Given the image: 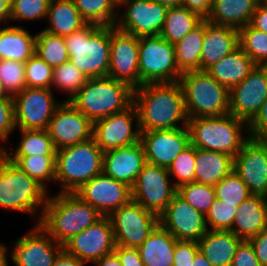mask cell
I'll use <instances>...</instances> for the list:
<instances>
[{
	"label": "cell",
	"mask_w": 267,
	"mask_h": 266,
	"mask_svg": "<svg viewBox=\"0 0 267 266\" xmlns=\"http://www.w3.org/2000/svg\"><path fill=\"white\" fill-rule=\"evenodd\" d=\"M133 104L140 131L187 128L189 118L179 82L142 84L133 89Z\"/></svg>",
	"instance_id": "6da1fadb"
},
{
	"label": "cell",
	"mask_w": 267,
	"mask_h": 266,
	"mask_svg": "<svg viewBox=\"0 0 267 266\" xmlns=\"http://www.w3.org/2000/svg\"><path fill=\"white\" fill-rule=\"evenodd\" d=\"M103 216L76 193L48 196L38 223L57 243L64 245L73 236Z\"/></svg>",
	"instance_id": "7a4b0ae2"
},
{
	"label": "cell",
	"mask_w": 267,
	"mask_h": 266,
	"mask_svg": "<svg viewBox=\"0 0 267 266\" xmlns=\"http://www.w3.org/2000/svg\"><path fill=\"white\" fill-rule=\"evenodd\" d=\"M190 144L197 149L218 151L235 157L250 139L248 123L230 113L222 116L197 117L188 121ZM244 129L247 134L242 136Z\"/></svg>",
	"instance_id": "3957f363"
},
{
	"label": "cell",
	"mask_w": 267,
	"mask_h": 266,
	"mask_svg": "<svg viewBox=\"0 0 267 266\" xmlns=\"http://www.w3.org/2000/svg\"><path fill=\"white\" fill-rule=\"evenodd\" d=\"M72 62L87 79L108 76L111 26L87 23L64 37Z\"/></svg>",
	"instance_id": "277c9868"
},
{
	"label": "cell",
	"mask_w": 267,
	"mask_h": 266,
	"mask_svg": "<svg viewBox=\"0 0 267 266\" xmlns=\"http://www.w3.org/2000/svg\"><path fill=\"white\" fill-rule=\"evenodd\" d=\"M92 123L133 103V88L110 76L91 78L69 101Z\"/></svg>",
	"instance_id": "5b68a950"
},
{
	"label": "cell",
	"mask_w": 267,
	"mask_h": 266,
	"mask_svg": "<svg viewBox=\"0 0 267 266\" xmlns=\"http://www.w3.org/2000/svg\"><path fill=\"white\" fill-rule=\"evenodd\" d=\"M47 190L29 177L0 151V208L28 213L39 218L47 202ZM41 210L40 212H38Z\"/></svg>",
	"instance_id": "8992f818"
},
{
	"label": "cell",
	"mask_w": 267,
	"mask_h": 266,
	"mask_svg": "<svg viewBox=\"0 0 267 266\" xmlns=\"http://www.w3.org/2000/svg\"><path fill=\"white\" fill-rule=\"evenodd\" d=\"M103 151L92 138L56 151L55 182L60 193H76L102 173Z\"/></svg>",
	"instance_id": "52a82bcc"
},
{
	"label": "cell",
	"mask_w": 267,
	"mask_h": 266,
	"mask_svg": "<svg viewBox=\"0 0 267 266\" xmlns=\"http://www.w3.org/2000/svg\"><path fill=\"white\" fill-rule=\"evenodd\" d=\"M188 118L222 116L229 113L230 90L206 71L182 73L179 78Z\"/></svg>",
	"instance_id": "ba28073f"
},
{
	"label": "cell",
	"mask_w": 267,
	"mask_h": 266,
	"mask_svg": "<svg viewBox=\"0 0 267 266\" xmlns=\"http://www.w3.org/2000/svg\"><path fill=\"white\" fill-rule=\"evenodd\" d=\"M175 45L160 35L139 37V86L145 83L179 82Z\"/></svg>",
	"instance_id": "9c48e42d"
},
{
	"label": "cell",
	"mask_w": 267,
	"mask_h": 266,
	"mask_svg": "<svg viewBox=\"0 0 267 266\" xmlns=\"http://www.w3.org/2000/svg\"><path fill=\"white\" fill-rule=\"evenodd\" d=\"M112 222L115 245L138 248L157 228L159 215L131 200L108 216Z\"/></svg>",
	"instance_id": "30bf717a"
},
{
	"label": "cell",
	"mask_w": 267,
	"mask_h": 266,
	"mask_svg": "<svg viewBox=\"0 0 267 266\" xmlns=\"http://www.w3.org/2000/svg\"><path fill=\"white\" fill-rule=\"evenodd\" d=\"M12 97L15 127L19 130H46L62 103L56 101L53 89L45 88L26 87Z\"/></svg>",
	"instance_id": "8fae6325"
},
{
	"label": "cell",
	"mask_w": 267,
	"mask_h": 266,
	"mask_svg": "<svg viewBox=\"0 0 267 266\" xmlns=\"http://www.w3.org/2000/svg\"><path fill=\"white\" fill-rule=\"evenodd\" d=\"M124 5L126 9L121 15L120 7ZM167 10V6L151 0H121L115 27L137 37L160 35Z\"/></svg>",
	"instance_id": "7c38bea8"
},
{
	"label": "cell",
	"mask_w": 267,
	"mask_h": 266,
	"mask_svg": "<svg viewBox=\"0 0 267 266\" xmlns=\"http://www.w3.org/2000/svg\"><path fill=\"white\" fill-rule=\"evenodd\" d=\"M168 169L146 163L132 189V200L160 215L177 193Z\"/></svg>",
	"instance_id": "4fadbf2b"
},
{
	"label": "cell",
	"mask_w": 267,
	"mask_h": 266,
	"mask_svg": "<svg viewBox=\"0 0 267 266\" xmlns=\"http://www.w3.org/2000/svg\"><path fill=\"white\" fill-rule=\"evenodd\" d=\"M138 121L137 110L132 103L121 112L94 121L92 137L103 152L136 144L140 142L141 133Z\"/></svg>",
	"instance_id": "5bb4252c"
},
{
	"label": "cell",
	"mask_w": 267,
	"mask_h": 266,
	"mask_svg": "<svg viewBox=\"0 0 267 266\" xmlns=\"http://www.w3.org/2000/svg\"><path fill=\"white\" fill-rule=\"evenodd\" d=\"M108 76L139 87V37L111 26L110 62Z\"/></svg>",
	"instance_id": "9a60e30c"
},
{
	"label": "cell",
	"mask_w": 267,
	"mask_h": 266,
	"mask_svg": "<svg viewBox=\"0 0 267 266\" xmlns=\"http://www.w3.org/2000/svg\"><path fill=\"white\" fill-rule=\"evenodd\" d=\"M267 99V65H256L230 90L229 113L249 123Z\"/></svg>",
	"instance_id": "2e32d148"
},
{
	"label": "cell",
	"mask_w": 267,
	"mask_h": 266,
	"mask_svg": "<svg viewBox=\"0 0 267 266\" xmlns=\"http://www.w3.org/2000/svg\"><path fill=\"white\" fill-rule=\"evenodd\" d=\"M47 132L56 150L92 138L93 123L69 101H63L49 121Z\"/></svg>",
	"instance_id": "e0dca14e"
},
{
	"label": "cell",
	"mask_w": 267,
	"mask_h": 266,
	"mask_svg": "<svg viewBox=\"0 0 267 266\" xmlns=\"http://www.w3.org/2000/svg\"><path fill=\"white\" fill-rule=\"evenodd\" d=\"M160 225L177 240L196 241L208 231L205 215L176 193L159 215Z\"/></svg>",
	"instance_id": "ac0fdd59"
},
{
	"label": "cell",
	"mask_w": 267,
	"mask_h": 266,
	"mask_svg": "<svg viewBox=\"0 0 267 266\" xmlns=\"http://www.w3.org/2000/svg\"><path fill=\"white\" fill-rule=\"evenodd\" d=\"M115 246L112 222L108 216H103L95 224L69 239L63 248L86 264L114 252Z\"/></svg>",
	"instance_id": "d6986e66"
},
{
	"label": "cell",
	"mask_w": 267,
	"mask_h": 266,
	"mask_svg": "<svg viewBox=\"0 0 267 266\" xmlns=\"http://www.w3.org/2000/svg\"><path fill=\"white\" fill-rule=\"evenodd\" d=\"M63 249L40 225L35 226L14 244L10 259L15 266H52Z\"/></svg>",
	"instance_id": "ffe728a7"
},
{
	"label": "cell",
	"mask_w": 267,
	"mask_h": 266,
	"mask_svg": "<svg viewBox=\"0 0 267 266\" xmlns=\"http://www.w3.org/2000/svg\"><path fill=\"white\" fill-rule=\"evenodd\" d=\"M102 216H109L113 211L132 200V189L127 184L116 181L103 172L86 182L77 192Z\"/></svg>",
	"instance_id": "44dd1931"
},
{
	"label": "cell",
	"mask_w": 267,
	"mask_h": 266,
	"mask_svg": "<svg viewBox=\"0 0 267 266\" xmlns=\"http://www.w3.org/2000/svg\"><path fill=\"white\" fill-rule=\"evenodd\" d=\"M140 142L147 163L168 168L190 145V134L188 128L141 131Z\"/></svg>",
	"instance_id": "7402d4cb"
},
{
	"label": "cell",
	"mask_w": 267,
	"mask_h": 266,
	"mask_svg": "<svg viewBox=\"0 0 267 266\" xmlns=\"http://www.w3.org/2000/svg\"><path fill=\"white\" fill-rule=\"evenodd\" d=\"M234 171L252 194L267 196V140L250 138L234 157Z\"/></svg>",
	"instance_id": "603a6c76"
},
{
	"label": "cell",
	"mask_w": 267,
	"mask_h": 266,
	"mask_svg": "<svg viewBox=\"0 0 267 266\" xmlns=\"http://www.w3.org/2000/svg\"><path fill=\"white\" fill-rule=\"evenodd\" d=\"M146 163L144 148L138 142L103 152L102 172L132 188Z\"/></svg>",
	"instance_id": "cb8c5ba5"
},
{
	"label": "cell",
	"mask_w": 267,
	"mask_h": 266,
	"mask_svg": "<svg viewBox=\"0 0 267 266\" xmlns=\"http://www.w3.org/2000/svg\"><path fill=\"white\" fill-rule=\"evenodd\" d=\"M238 47V29L216 25L205 19V35L200 58V70L206 71Z\"/></svg>",
	"instance_id": "d4e9b609"
},
{
	"label": "cell",
	"mask_w": 267,
	"mask_h": 266,
	"mask_svg": "<svg viewBox=\"0 0 267 266\" xmlns=\"http://www.w3.org/2000/svg\"><path fill=\"white\" fill-rule=\"evenodd\" d=\"M265 227H267V197L264 194H251L238 206L230 231L242 240H249Z\"/></svg>",
	"instance_id": "484cf974"
},
{
	"label": "cell",
	"mask_w": 267,
	"mask_h": 266,
	"mask_svg": "<svg viewBox=\"0 0 267 266\" xmlns=\"http://www.w3.org/2000/svg\"><path fill=\"white\" fill-rule=\"evenodd\" d=\"M241 241L231 231L208 230L198 241V246L212 266H231Z\"/></svg>",
	"instance_id": "4316f807"
},
{
	"label": "cell",
	"mask_w": 267,
	"mask_h": 266,
	"mask_svg": "<svg viewBox=\"0 0 267 266\" xmlns=\"http://www.w3.org/2000/svg\"><path fill=\"white\" fill-rule=\"evenodd\" d=\"M255 66L252 59L238 47L209 67L206 72L219 84L231 90L244 80Z\"/></svg>",
	"instance_id": "83f0119b"
},
{
	"label": "cell",
	"mask_w": 267,
	"mask_h": 266,
	"mask_svg": "<svg viewBox=\"0 0 267 266\" xmlns=\"http://www.w3.org/2000/svg\"><path fill=\"white\" fill-rule=\"evenodd\" d=\"M258 0H213L207 20L216 25L240 29L250 23Z\"/></svg>",
	"instance_id": "f1b7e54d"
},
{
	"label": "cell",
	"mask_w": 267,
	"mask_h": 266,
	"mask_svg": "<svg viewBox=\"0 0 267 266\" xmlns=\"http://www.w3.org/2000/svg\"><path fill=\"white\" fill-rule=\"evenodd\" d=\"M234 170V157L196 148L195 182L215 186Z\"/></svg>",
	"instance_id": "f546056e"
},
{
	"label": "cell",
	"mask_w": 267,
	"mask_h": 266,
	"mask_svg": "<svg viewBox=\"0 0 267 266\" xmlns=\"http://www.w3.org/2000/svg\"><path fill=\"white\" fill-rule=\"evenodd\" d=\"M36 51V34L20 26L0 27V60L25 63Z\"/></svg>",
	"instance_id": "4dcf8cb0"
},
{
	"label": "cell",
	"mask_w": 267,
	"mask_h": 266,
	"mask_svg": "<svg viewBox=\"0 0 267 266\" xmlns=\"http://www.w3.org/2000/svg\"><path fill=\"white\" fill-rule=\"evenodd\" d=\"M177 239L160 224L137 248L144 266H173Z\"/></svg>",
	"instance_id": "1f68e13d"
},
{
	"label": "cell",
	"mask_w": 267,
	"mask_h": 266,
	"mask_svg": "<svg viewBox=\"0 0 267 266\" xmlns=\"http://www.w3.org/2000/svg\"><path fill=\"white\" fill-rule=\"evenodd\" d=\"M46 18L49 19V26L44 31L61 37L70 35L87 24L73 0H50Z\"/></svg>",
	"instance_id": "d6a6232c"
},
{
	"label": "cell",
	"mask_w": 267,
	"mask_h": 266,
	"mask_svg": "<svg viewBox=\"0 0 267 266\" xmlns=\"http://www.w3.org/2000/svg\"><path fill=\"white\" fill-rule=\"evenodd\" d=\"M205 35V19L175 45L176 62L181 73L200 70Z\"/></svg>",
	"instance_id": "836d02e7"
},
{
	"label": "cell",
	"mask_w": 267,
	"mask_h": 266,
	"mask_svg": "<svg viewBox=\"0 0 267 266\" xmlns=\"http://www.w3.org/2000/svg\"><path fill=\"white\" fill-rule=\"evenodd\" d=\"M203 19L185 6L169 7L160 36L171 44H176Z\"/></svg>",
	"instance_id": "e575fe53"
},
{
	"label": "cell",
	"mask_w": 267,
	"mask_h": 266,
	"mask_svg": "<svg viewBox=\"0 0 267 266\" xmlns=\"http://www.w3.org/2000/svg\"><path fill=\"white\" fill-rule=\"evenodd\" d=\"M21 140L13 153L1 147L0 151L6 157H25L33 155H56V149L47 130H19Z\"/></svg>",
	"instance_id": "d590c367"
},
{
	"label": "cell",
	"mask_w": 267,
	"mask_h": 266,
	"mask_svg": "<svg viewBox=\"0 0 267 266\" xmlns=\"http://www.w3.org/2000/svg\"><path fill=\"white\" fill-rule=\"evenodd\" d=\"M82 18L98 26H115L118 3L115 0H73Z\"/></svg>",
	"instance_id": "8d00e7d4"
},
{
	"label": "cell",
	"mask_w": 267,
	"mask_h": 266,
	"mask_svg": "<svg viewBox=\"0 0 267 266\" xmlns=\"http://www.w3.org/2000/svg\"><path fill=\"white\" fill-rule=\"evenodd\" d=\"M7 158L29 177L36 180L46 190L47 182H55L56 155H33Z\"/></svg>",
	"instance_id": "74e56055"
},
{
	"label": "cell",
	"mask_w": 267,
	"mask_h": 266,
	"mask_svg": "<svg viewBox=\"0 0 267 266\" xmlns=\"http://www.w3.org/2000/svg\"><path fill=\"white\" fill-rule=\"evenodd\" d=\"M35 54L52 68L60 66L69 60L64 37L44 30L36 34Z\"/></svg>",
	"instance_id": "f35d334b"
},
{
	"label": "cell",
	"mask_w": 267,
	"mask_h": 266,
	"mask_svg": "<svg viewBox=\"0 0 267 266\" xmlns=\"http://www.w3.org/2000/svg\"><path fill=\"white\" fill-rule=\"evenodd\" d=\"M239 47L256 65H267V33L250 24L240 28Z\"/></svg>",
	"instance_id": "ab89813d"
},
{
	"label": "cell",
	"mask_w": 267,
	"mask_h": 266,
	"mask_svg": "<svg viewBox=\"0 0 267 266\" xmlns=\"http://www.w3.org/2000/svg\"><path fill=\"white\" fill-rule=\"evenodd\" d=\"M88 79L69 60L60 66L53 68L52 86L61 91L68 92L66 101H70L73 96L84 86Z\"/></svg>",
	"instance_id": "60d3db41"
},
{
	"label": "cell",
	"mask_w": 267,
	"mask_h": 266,
	"mask_svg": "<svg viewBox=\"0 0 267 266\" xmlns=\"http://www.w3.org/2000/svg\"><path fill=\"white\" fill-rule=\"evenodd\" d=\"M177 193L193 208L204 215L216 200L215 188L212 185L191 182L181 185Z\"/></svg>",
	"instance_id": "b9f144b4"
},
{
	"label": "cell",
	"mask_w": 267,
	"mask_h": 266,
	"mask_svg": "<svg viewBox=\"0 0 267 266\" xmlns=\"http://www.w3.org/2000/svg\"><path fill=\"white\" fill-rule=\"evenodd\" d=\"M214 188L217 199L237 207L252 194L234 170L217 183Z\"/></svg>",
	"instance_id": "7bdbcfd3"
},
{
	"label": "cell",
	"mask_w": 267,
	"mask_h": 266,
	"mask_svg": "<svg viewBox=\"0 0 267 266\" xmlns=\"http://www.w3.org/2000/svg\"><path fill=\"white\" fill-rule=\"evenodd\" d=\"M195 159L196 148L190 144L167 168L169 175L176 179L173 184L177 189L181 185L195 182Z\"/></svg>",
	"instance_id": "ee69618b"
},
{
	"label": "cell",
	"mask_w": 267,
	"mask_h": 266,
	"mask_svg": "<svg viewBox=\"0 0 267 266\" xmlns=\"http://www.w3.org/2000/svg\"><path fill=\"white\" fill-rule=\"evenodd\" d=\"M25 63L0 60V83L6 92L13 96L26 88Z\"/></svg>",
	"instance_id": "f6af8a7d"
},
{
	"label": "cell",
	"mask_w": 267,
	"mask_h": 266,
	"mask_svg": "<svg viewBox=\"0 0 267 266\" xmlns=\"http://www.w3.org/2000/svg\"><path fill=\"white\" fill-rule=\"evenodd\" d=\"M237 210L238 207L234 204L216 198L205 215L208 230L230 231Z\"/></svg>",
	"instance_id": "bcb514c9"
},
{
	"label": "cell",
	"mask_w": 267,
	"mask_h": 266,
	"mask_svg": "<svg viewBox=\"0 0 267 266\" xmlns=\"http://www.w3.org/2000/svg\"><path fill=\"white\" fill-rule=\"evenodd\" d=\"M25 73L26 87L51 89L53 68L36 54L25 62Z\"/></svg>",
	"instance_id": "7dc6e473"
},
{
	"label": "cell",
	"mask_w": 267,
	"mask_h": 266,
	"mask_svg": "<svg viewBox=\"0 0 267 266\" xmlns=\"http://www.w3.org/2000/svg\"><path fill=\"white\" fill-rule=\"evenodd\" d=\"M50 0H13L10 21H36L47 16Z\"/></svg>",
	"instance_id": "c3c4849f"
},
{
	"label": "cell",
	"mask_w": 267,
	"mask_h": 266,
	"mask_svg": "<svg viewBox=\"0 0 267 266\" xmlns=\"http://www.w3.org/2000/svg\"><path fill=\"white\" fill-rule=\"evenodd\" d=\"M15 130L13 98H0V141H8Z\"/></svg>",
	"instance_id": "681fc988"
},
{
	"label": "cell",
	"mask_w": 267,
	"mask_h": 266,
	"mask_svg": "<svg viewBox=\"0 0 267 266\" xmlns=\"http://www.w3.org/2000/svg\"><path fill=\"white\" fill-rule=\"evenodd\" d=\"M198 251V242L177 240L174 247L173 266H191Z\"/></svg>",
	"instance_id": "f907efd6"
},
{
	"label": "cell",
	"mask_w": 267,
	"mask_h": 266,
	"mask_svg": "<svg viewBox=\"0 0 267 266\" xmlns=\"http://www.w3.org/2000/svg\"><path fill=\"white\" fill-rule=\"evenodd\" d=\"M231 266H262L249 240H242L239 243Z\"/></svg>",
	"instance_id": "816d5d0a"
},
{
	"label": "cell",
	"mask_w": 267,
	"mask_h": 266,
	"mask_svg": "<svg viewBox=\"0 0 267 266\" xmlns=\"http://www.w3.org/2000/svg\"><path fill=\"white\" fill-rule=\"evenodd\" d=\"M248 135L252 139L267 140V99L248 123Z\"/></svg>",
	"instance_id": "f5cc1de1"
},
{
	"label": "cell",
	"mask_w": 267,
	"mask_h": 266,
	"mask_svg": "<svg viewBox=\"0 0 267 266\" xmlns=\"http://www.w3.org/2000/svg\"><path fill=\"white\" fill-rule=\"evenodd\" d=\"M114 252L122 266H144L137 248L116 245Z\"/></svg>",
	"instance_id": "db71d44e"
},
{
	"label": "cell",
	"mask_w": 267,
	"mask_h": 266,
	"mask_svg": "<svg viewBox=\"0 0 267 266\" xmlns=\"http://www.w3.org/2000/svg\"><path fill=\"white\" fill-rule=\"evenodd\" d=\"M253 245L256 257L262 266H267V227L259 234L249 239Z\"/></svg>",
	"instance_id": "11a10c76"
},
{
	"label": "cell",
	"mask_w": 267,
	"mask_h": 266,
	"mask_svg": "<svg viewBox=\"0 0 267 266\" xmlns=\"http://www.w3.org/2000/svg\"><path fill=\"white\" fill-rule=\"evenodd\" d=\"M212 5L213 0H182V6L198 13L204 19L210 14Z\"/></svg>",
	"instance_id": "9f6ffc18"
},
{
	"label": "cell",
	"mask_w": 267,
	"mask_h": 266,
	"mask_svg": "<svg viewBox=\"0 0 267 266\" xmlns=\"http://www.w3.org/2000/svg\"><path fill=\"white\" fill-rule=\"evenodd\" d=\"M249 24L253 28L267 33V8L259 3Z\"/></svg>",
	"instance_id": "6f0895ef"
},
{
	"label": "cell",
	"mask_w": 267,
	"mask_h": 266,
	"mask_svg": "<svg viewBox=\"0 0 267 266\" xmlns=\"http://www.w3.org/2000/svg\"><path fill=\"white\" fill-rule=\"evenodd\" d=\"M52 266H85V263L63 248L55 258Z\"/></svg>",
	"instance_id": "680465c9"
},
{
	"label": "cell",
	"mask_w": 267,
	"mask_h": 266,
	"mask_svg": "<svg viewBox=\"0 0 267 266\" xmlns=\"http://www.w3.org/2000/svg\"><path fill=\"white\" fill-rule=\"evenodd\" d=\"M96 266H122L117 254L115 252L102 256L97 261L93 262Z\"/></svg>",
	"instance_id": "91938a15"
},
{
	"label": "cell",
	"mask_w": 267,
	"mask_h": 266,
	"mask_svg": "<svg viewBox=\"0 0 267 266\" xmlns=\"http://www.w3.org/2000/svg\"><path fill=\"white\" fill-rule=\"evenodd\" d=\"M11 6L3 0H0V24H6L10 21Z\"/></svg>",
	"instance_id": "94428289"
},
{
	"label": "cell",
	"mask_w": 267,
	"mask_h": 266,
	"mask_svg": "<svg viewBox=\"0 0 267 266\" xmlns=\"http://www.w3.org/2000/svg\"><path fill=\"white\" fill-rule=\"evenodd\" d=\"M191 266H212L203 253L199 250L193 259Z\"/></svg>",
	"instance_id": "6125c7cd"
},
{
	"label": "cell",
	"mask_w": 267,
	"mask_h": 266,
	"mask_svg": "<svg viewBox=\"0 0 267 266\" xmlns=\"http://www.w3.org/2000/svg\"><path fill=\"white\" fill-rule=\"evenodd\" d=\"M7 251H9V249L6 245L0 243V266H9L7 261Z\"/></svg>",
	"instance_id": "be15d7a7"
},
{
	"label": "cell",
	"mask_w": 267,
	"mask_h": 266,
	"mask_svg": "<svg viewBox=\"0 0 267 266\" xmlns=\"http://www.w3.org/2000/svg\"><path fill=\"white\" fill-rule=\"evenodd\" d=\"M152 2L160 3L164 6L169 7H177L182 5V0H151Z\"/></svg>",
	"instance_id": "e7e4bbea"
},
{
	"label": "cell",
	"mask_w": 267,
	"mask_h": 266,
	"mask_svg": "<svg viewBox=\"0 0 267 266\" xmlns=\"http://www.w3.org/2000/svg\"><path fill=\"white\" fill-rule=\"evenodd\" d=\"M0 98H13L6 92L1 83H0Z\"/></svg>",
	"instance_id": "03108f58"
},
{
	"label": "cell",
	"mask_w": 267,
	"mask_h": 266,
	"mask_svg": "<svg viewBox=\"0 0 267 266\" xmlns=\"http://www.w3.org/2000/svg\"><path fill=\"white\" fill-rule=\"evenodd\" d=\"M259 3L267 8V0H260Z\"/></svg>",
	"instance_id": "003e7915"
},
{
	"label": "cell",
	"mask_w": 267,
	"mask_h": 266,
	"mask_svg": "<svg viewBox=\"0 0 267 266\" xmlns=\"http://www.w3.org/2000/svg\"><path fill=\"white\" fill-rule=\"evenodd\" d=\"M3 1H6L10 6H11V4L13 2V0H3Z\"/></svg>",
	"instance_id": "a7ac6f4b"
}]
</instances>
